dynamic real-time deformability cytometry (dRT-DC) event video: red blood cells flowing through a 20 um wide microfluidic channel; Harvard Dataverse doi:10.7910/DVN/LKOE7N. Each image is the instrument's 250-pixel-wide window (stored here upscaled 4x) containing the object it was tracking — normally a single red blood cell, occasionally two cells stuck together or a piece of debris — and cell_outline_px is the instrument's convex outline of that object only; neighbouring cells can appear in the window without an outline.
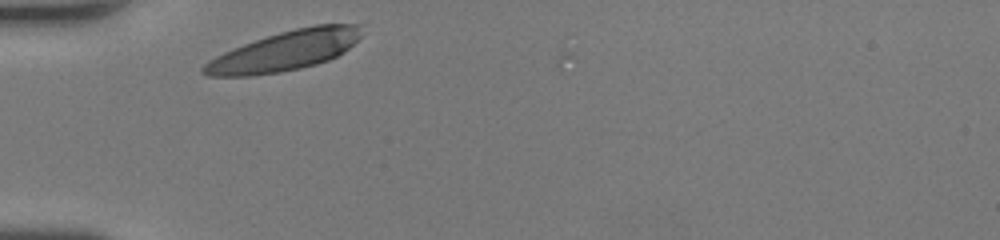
{"species": "human", "species_latin": "Homo sapiens", "temperature_condition": "room temperature", "stored_images_in_passage": 26, "camera_frame_rate_fps": 3000, "um_per_image_px": 0.085, "donor": {"sex": "female"}, "frame": {"image": 1, "passage_image": 1, "time_ms": 0.0, "image_size_px": [1000, 240], "cell_outline_px": [[360, 36], [344, 52], [328, 60], [316, 64], [300, 68], [280, 72], [252, 76], [208, 76], [200, 72], [200, 68], [204, 64], [216, 56], [224, 52], [244, 44], [280, 32], [296, 28], [316, 24], [360, 24]], "centroid_in_image_um": [24.18, 4.34], "position_along_channel_um": 60.8, "area_um2": 36.18}}
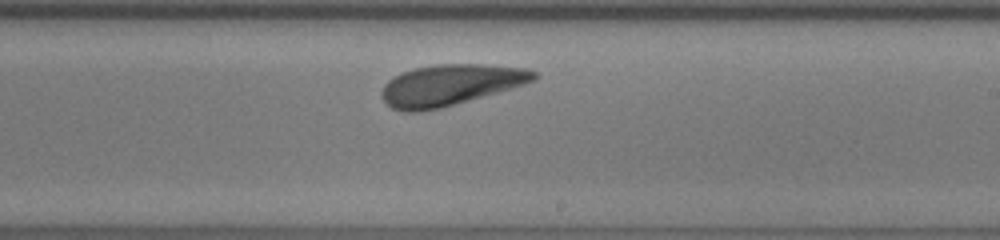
{"frame": {"image": 2, "passage_image": 16, "time_ms": 5.0, "image_size_px": [1000, 240], "cell_outline_px": [[536, 76], [532, 80], [524, 84], [512, 88], [440, 108], [420, 112], [404, 112], [392, 108], [384, 100], [380, 92], [384, 84], [388, 80], [412, 68], [436, 64], [484, 64], [528, 68], [536, 72]], "centroid_in_image_um": [38.24, 7.22], "position_along_channel_um": 250.8, "area_um2": 36.18}}
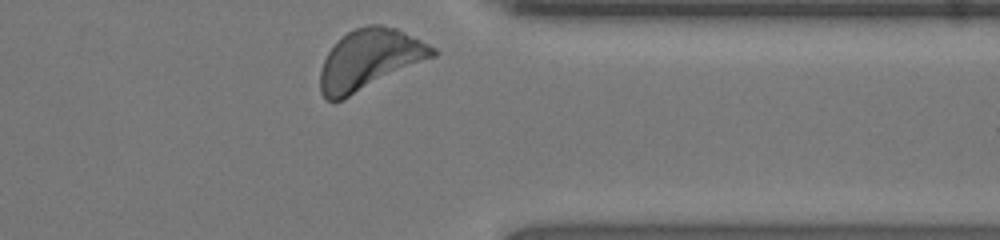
{"frame": {"image": 3, "passage_image": 26, "time_ms": 8.333, "image_size_px": [1000, 240], "cell_outline_px": [[436, 56], [340, 100], [324, 100], [320, 92], [320, 72], [324, 60], [328, 52], [348, 32], [356, 28], [368, 24], [380, 24], [396, 28], [436, 48]], "centroid_in_image_um": [31.41, 5.05], "position_along_channel_um": 380.0, "area_um2": 38.78}, "authors_computed_cell_mechanics": {"area_um2": 35.9805, "velocity_mm_per_s": 3.9795, "shape_relaxation_time_tau1_ms": 2.7945, "shape_relaxation_time_tau2_ms": 10.58, "deformation_change_tau1": 0.1276, "deformation_change_tau2": 0.2529}}